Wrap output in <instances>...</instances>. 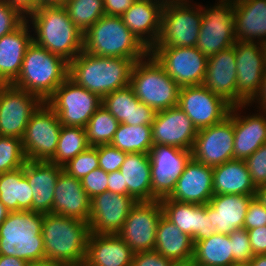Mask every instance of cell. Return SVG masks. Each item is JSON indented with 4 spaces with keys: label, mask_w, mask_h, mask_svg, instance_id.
I'll list each match as a JSON object with an SVG mask.
<instances>
[{
    "label": "cell",
    "mask_w": 266,
    "mask_h": 266,
    "mask_svg": "<svg viewBox=\"0 0 266 266\" xmlns=\"http://www.w3.org/2000/svg\"><path fill=\"white\" fill-rule=\"evenodd\" d=\"M26 19L35 33L33 42L68 63L83 50L84 34L71 21L63 5L40 6Z\"/></svg>",
    "instance_id": "1"
},
{
    "label": "cell",
    "mask_w": 266,
    "mask_h": 266,
    "mask_svg": "<svg viewBox=\"0 0 266 266\" xmlns=\"http://www.w3.org/2000/svg\"><path fill=\"white\" fill-rule=\"evenodd\" d=\"M132 59L96 56L82 50L68 63V78L100 98L130 84Z\"/></svg>",
    "instance_id": "2"
},
{
    "label": "cell",
    "mask_w": 266,
    "mask_h": 266,
    "mask_svg": "<svg viewBox=\"0 0 266 266\" xmlns=\"http://www.w3.org/2000/svg\"><path fill=\"white\" fill-rule=\"evenodd\" d=\"M41 234L46 259L65 265L84 263L90 234L88 222L53 213L43 214Z\"/></svg>",
    "instance_id": "3"
},
{
    "label": "cell",
    "mask_w": 266,
    "mask_h": 266,
    "mask_svg": "<svg viewBox=\"0 0 266 266\" xmlns=\"http://www.w3.org/2000/svg\"><path fill=\"white\" fill-rule=\"evenodd\" d=\"M88 54L132 59L145 58L149 49L126 27L121 16H102L83 35Z\"/></svg>",
    "instance_id": "4"
},
{
    "label": "cell",
    "mask_w": 266,
    "mask_h": 266,
    "mask_svg": "<svg viewBox=\"0 0 266 266\" xmlns=\"http://www.w3.org/2000/svg\"><path fill=\"white\" fill-rule=\"evenodd\" d=\"M67 77L68 62L32 41L26 49L20 74L12 85L46 102Z\"/></svg>",
    "instance_id": "5"
},
{
    "label": "cell",
    "mask_w": 266,
    "mask_h": 266,
    "mask_svg": "<svg viewBox=\"0 0 266 266\" xmlns=\"http://www.w3.org/2000/svg\"><path fill=\"white\" fill-rule=\"evenodd\" d=\"M42 223L41 213L10 211L0 224V255L14 256L26 262L46 259Z\"/></svg>",
    "instance_id": "6"
},
{
    "label": "cell",
    "mask_w": 266,
    "mask_h": 266,
    "mask_svg": "<svg viewBox=\"0 0 266 266\" xmlns=\"http://www.w3.org/2000/svg\"><path fill=\"white\" fill-rule=\"evenodd\" d=\"M129 86L138 100L155 112L178 106L181 87L150 53L134 63Z\"/></svg>",
    "instance_id": "7"
},
{
    "label": "cell",
    "mask_w": 266,
    "mask_h": 266,
    "mask_svg": "<svg viewBox=\"0 0 266 266\" xmlns=\"http://www.w3.org/2000/svg\"><path fill=\"white\" fill-rule=\"evenodd\" d=\"M202 21L201 5L189 0L164 4L161 28L153 47H195Z\"/></svg>",
    "instance_id": "8"
},
{
    "label": "cell",
    "mask_w": 266,
    "mask_h": 266,
    "mask_svg": "<svg viewBox=\"0 0 266 266\" xmlns=\"http://www.w3.org/2000/svg\"><path fill=\"white\" fill-rule=\"evenodd\" d=\"M45 103L63 126L84 128L102 105V98L67 77Z\"/></svg>",
    "instance_id": "9"
},
{
    "label": "cell",
    "mask_w": 266,
    "mask_h": 266,
    "mask_svg": "<svg viewBox=\"0 0 266 266\" xmlns=\"http://www.w3.org/2000/svg\"><path fill=\"white\" fill-rule=\"evenodd\" d=\"M216 5L201 6L202 21L196 47L207 58L236 43L234 0H218Z\"/></svg>",
    "instance_id": "10"
},
{
    "label": "cell",
    "mask_w": 266,
    "mask_h": 266,
    "mask_svg": "<svg viewBox=\"0 0 266 266\" xmlns=\"http://www.w3.org/2000/svg\"><path fill=\"white\" fill-rule=\"evenodd\" d=\"M62 124L44 102L31 116L22 137L27 160L49 162L57 149Z\"/></svg>",
    "instance_id": "11"
},
{
    "label": "cell",
    "mask_w": 266,
    "mask_h": 266,
    "mask_svg": "<svg viewBox=\"0 0 266 266\" xmlns=\"http://www.w3.org/2000/svg\"><path fill=\"white\" fill-rule=\"evenodd\" d=\"M149 53L180 86L202 85L207 57L197 47H152Z\"/></svg>",
    "instance_id": "12"
},
{
    "label": "cell",
    "mask_w": 266,
    "mask_h": 266,
    "mask_svg": "<svg viewBox=\"0 0 266 266\" xmlns=\"http://www.w3.org/2000/svg\"><path fill=\"white\" fill-rule=\"evenodd\" d=\"M43 103L12 84H0V136L22 139L31 116Z\"/></svg>",
    "instance_id": "13"
},
{
    "label": "cell",
    "mask_w": 266,
    "mask_h": 266,
    "mask_svg": "<svg viewBox=\"0 0 266 266\" xmlns=\"http://www.w3.org/2000/svg\"><path fill=\"white\" fill-rule=\"evenodd\" d=\"M237 106L249 104L257 95L266 71L264 45L236 40Z\"/></svg>",
    "instance_id": "14"
},
{
    "label": "cell",
    "mask_w": 266,
    "mask_h": 266,
    "mask_svg": "<svg viewBox=\"0 0 266 266\" xmlns=\"http://www.w3.org/2000/svg\"><path fill=\"white\" fill-rule=\"evenodd\" d=\"M233 107L223 121L197 131L191 149L192 159L214 167L233 160Z\"/></svg>",
    "instance_id": "15"
},
{
    "label": "cell",
    "mask_w": 266,
    "mask_h": 266,
    "mask_svg": "<svg viewBox=\"0 0 266 266\" xmlns=\"http://www.w3.org/2000/svg\"><path fill=\"white\" fill-rule=\"evenodd\" d=\"M162 214L160 200L139 201L132 207L118 235L134 253L152 251Z\"/></svg>",
    "instance_id": "16"
},
{
    "label": "cell",
    "mask_w": 266,
    "mask_h": 266,
    "mask_svg": "<svg viewBox=\"0 0 266 266\" xmlns=\"http://www.w3.org/2000/svg\"><path fill=\"white\" fill-rule=\"evenodd\" d=\"M178 107L191 119L197 130L223 121L232 108L203 84L181 87Z\"/></svg>",
    "instance_id": "17"
},
{
    "label": "cell",
    "mask_w": 266,
    "mask_h": 266,
    "mask_svg": "<svg viewBox=\"0 0 266 266\" xmlns=\"http://www.w3.org/2000/svg\"><path fill=\"white\" fill-rule=\"evenodd\" d=\"M151 160L152 201L169 197L176 180L192 158L191 151L168 145L153 146L149 152Z\"/></svg>",
    "instance_id": "18"
},
{
    "label": "cell",
    "mask_w": 266,
    "mask_h": 266,
    "mask_svg": "<svg viewBox=\"0 0 266 266\" xmlns=\"http://www.w3.org/2000/svg\"><path fill=\"white\" fill-rule=\"evenodd\" d=\"M137 201L129 195L103 192L91 198L89 230L95 234H118Z\"/></svg>",
    "instance_id": "19"
},
{
    "label": "cell",
    "mask_w": 266,
    "mask_h": 266,
    "mask_svg": "<svg viewBox=\"0 0 266 266\" xmlns=\"http://www.w3.org/2000/svg\"><path fill=\"white\" fill-rule=\"evenodd\" d=\"M163 215L183 233L192 237L193 242L209 238L217 233L213 226L212 207L209 204H193L170 200H160Z\"/></svg>",
    "instance_id": "20"
},
{
    "label": "cell",
    "mask_w": 266,
    "mask_h": 266,
    "mask_svg": "<svg viewBox=\"0 0 266 266\" xmlns=\"http://www.w3.org/2000/svg\"><path fill=\"white\" fill-rule=\"evenodd\" d=\"M153 146L168 145L191 151L197 129L178 106L156 112L152 123Z\"/></svg>",
    "instance_id": "21"
},
{
    "label": "cell",
    "mask_w": 266,
    "mask_h": 266,
    "mask_svg": "<svg viewBox=\"0 0 266 266\" xmlns=\"http://www.w3.org/2000/svg\"><path fill=\"white\" fill-rule=\"evenodd\" d=\"M203 85L232 107L237 106V70L234 45L207 58Z\"/></svg>",
    "instance_id": "22"
},
{
    "label": "cell",
    "mask_w": 266,
    "mask_h": 266,
    "mask_svg": "<svg viewBox=\"0 0 266 266\" xmlns=\"http://www.w3.org/2000/svg\"><path fill=\"white\" fill-rule=\"evenodd\" d=\"M213 195V168L191 158L168 198L178 202L208 204Z\"/></svg>",
    "instance_id": "23"
},
{
    "label": "cell",
    "mask_w": 266,
    "mask_h": 266,
    "mask_svg": "<svg viewBox=\"0 0 266 266\" xmlns=\"http://www.w3.org/2000/svg\"><path fill=\"white\" fill-rule=\"evenodd\" d=\"M247 106L249 105L243 104L233 107V159L245 160L266 143V111L259 110L257 114L241 115L240 109Z\"/></svg>",
    "instance_id": "24"
},
{
    "label": "cell",
    "mask_w": 266,
    "mask_h": 266,
    "mask_svg": "<svg viewBox=\"0 0 266 266\" xmlns=\"http://www.w3.org/2000/svg\"><path fill=\"white\" fill-rule=\"evenodd\" d=\"M62 166L46 161L27 160L24 164V176L32 188V211L52 213L56 182Z\"/></svg>",
    "instance_id": "25"
},
{
    "label": "cell",
    "mask_w": 266,
    "mask_h": 266,
    "mask_svg": "<svg viewBox=\"0 0 266 266\" xmlns=\"http://www.w3.org/2000/svg\"><path fill=\"white\" fill-rule=\"evenodd\" d=\"M164 2L137 0L121 17L126 27L150 50L157 42Z\"/></svg>",
    "instance_id": "26"
},
{
    "label": "cell",
    "mask_w": 266,
    "mask_h": 266,
    "mask_svg": "<svg viewBox=\"0 0 266 266\" xmlns=\"http://www.w3.org/2000/svg\"><path fill=\"white\" fill-rule=\"evenodd\" d=\"M90 202L81 180L62 170L55 186L52 213L89 223Z\"/></svg>",
    "instance_id": "27"
},
{
    "label": "cell",
    "mask_w": 266,
    "mask_h": 266,
    "mask_svg": "<svg viewBox=\"0 0 266 266\" xmlns=\"http://www.w3.org/2000/svg\"><path fill=\"white\" fill-rule=\"evenodd\" d=\"M25 19L16 29L0 38V84H12L20 74L32 31Z\"/></svg>",
    "instance_id": "28"
},
{
    "label": "cell",
    "mask_w": 266,
    "mask_h": 266,
    "mask_svg": "<svg viewBox=\"0 0 266 266\" xmlns=\"http://www.w3.org/2000/svg\"><path fill=\"white\" fill-rule=\"evenodd\" d=\"M134 252L118 234L90 233L84 263L87 266H131Z\"/></svg>",
    "instance_id": "29"
},
{
    "label": "cell",
    "mask_w": 266,
    "mask_h": 266,
    "mask_svg": "<svg viewBox=\"0 0 266 266\" xmlns=\"http://www.w3.org/2000/svg\"><path fill=\"white\" fill-rule=\"evenodd\" d=\"M102 106L119 123L128 125H152L156 114L151 107L138 100L130 86L107 94L102 98Z\"/></svg>",
    "instance_id": "30"
},
{
    "label": "cell",
    "mask_w": 266,
    "mask_h": 266,
    "mask_svg": "<svg viewBox=\"0 0 266 266\" xmlns=\"http://www.w3.org/2000/svg\"><path fill=\"white\" fill-rule=\"evenodd\" d=\"M234 3L235 39L266 44V0H234Z\"/></svg>",
    "instance_id": "31"
},
{
    "label": "cell",
    "mask_w": 266,
    "mask_h": 266,
    "mask_svg": "<svg viewBox=\"0 0 266 266\" xmlns=\"http://www.w3.org/2000/svg\"><path fill=\"white\" fill-rule=\"evenodd\" d=\"M154 250L177 266H186L192 261L194 242L192 237L183 233L162 214L157 226Z\"/></svg>",
    "instance_id": "32"
},
{
    "label": "cell",
    "mask_w": 266,
    "mask_h": 266,
    "mask_svg": "<svg viewBox=\"0 0 266 266\" xmlns=\"http://www.w3.org/2000/svg\"><path fill=\"white\" fill-rule=\"evenodd\" d=\"M255 195L216 194L209 200L212 207L213 226L217 233L229 235L232 231L243 228L250 201Z\"/></svg>",
    "instance_id": "33"
},
{
    "label": "cell",
    "mask_w": 266,
    "mask_h": 266,
    "mask_svg": "<svg viewBox=\"0 0 266 266\" xmlns=\"http://www.w3.org/2000/svg\"><path fill=\"white\" fill-rule=\"evenodd\" d=\"M120 172L124 176V195L132 196L137 202L152 201L149 154L127 153Z\"/></svg>",
    "instance_id": "34"
},
{
    "label": "cell",
    "mask_w": 266,
    "mask_h": 266,
    "mask_svg": "<svg viewBox=\"0 0 266 266\" xmlns=\"http://www.w3.org/2000/svg\"><path fill=\"white\" fill-rule=\"evenodd\" d=\"M212 168L214 195H255L257 187L244 160L233 159Z\"/></svg>",
    "instance_id": "35"
},
{
    "label": "cell",
    "mask_w": 266,
    "mask_h": 266,
    "mask_svg": "<svg viewBox=\"0 0 266 266\" xmlns=\"http://www.w3.org/2000/svg\"><path fill=\"white\" fill-rule=\"evenodd\" d=\"M33 193L24 166L5 173H0V202L8 211H32Z\"/></svg>",
    "instance_id": "36"
},
{
    "label": "cell",
    "mask_w": 266,
    "mask_h": 266,
    "mask_svg": "<svg viewBox=\"0 0 266 266\" xmlns=\"http://www.w3.org/2000/svg\"><path fill=\"white\" fill-rule=\"evenodd\" d=\"M192 263L203 266H231L234 264L229 235L215 233L194 242Z\"/></svg>",
    "instance_id": "37"
},
{
    "label": "cell",
    "mask_w": 266,
    "mask_h": 266,
    "mask_svg": "<svg viewBox=\"0 0 266 266\" xmlns=\"http://www.w3.org/2000/svg\"><path fill=\"white\" fill-rule=\"evenodd\" d=\"M112 146L127 153L149 154L153 147L151 125H128L119 123Z\"/></svg>",
    "instance_id": "38"
},
{
    "label": "cell",
    "mask_w": 266,
    "mask_h": 266,
    "mask_svg": "<svg viewBox=\"0 0 266 266\" xmlns=\"http://www.w3.org/2000/svg\"><path fill=\"white\" fill-rule=\"evenodd\" d=\"M88 147L90 145L83 127L62 125L56 152L49 162L63 167Z\"/></svg>",
    "instance_id": "39"
},
{
    "label": "cell",
    "mask_w": 266,
    "mask_h": 266,
    "mask_svg": "<svg viewBox=\"0 0 266 266\" xmlns=\"http://www.w3.org/2000/svg\"><path fill=\"white\" fill-rule=\"evenodd\" d=\"M118 125L117 119L101 105L84 127L88 144L94 147L110 144Z\"/></svg>",
    "instance_id": "40"
},
{
    "label": "cell",
    "mask_w": 266,
    "mask_h": 266,
    "mask_svg": "<svg viewBox=\"0 0 266 266\" xmlns=\"http://www.w3.org/2000/svg\"><path fill=\"white\" fill-rule=\"evenodd\" d=\"M63 6L83 34L105 15L103 0H67Z\"/></svg>",
    "instance_id": "41"
},
{
    "label": "cell",
    "mask_w": 266,
    "mask_h": 266,
    "mask_svg": "<svg viewBox=\"0 0 266 266\" xmlns=\"http://www.w3.org/2000/svg\"><path fill=\"white\" fill-rule=\"evenodd\" d=\"M26 162L22 139L0 136V173L19 169Z\"/></svg>",
    "instance_id": "42"
},
{
    "label": "cell",
    "mask_w": 266,
    "mask_h": 266,
    "mask_svg": "<svg viewBox=\"0 0 266 266\" xmlns=\"http://www.w3.org/2000/svg\"><path fill=\"white\" fill-rule=\"evenodd\" d=\"M96 168H99L98 146L88 147L63 166L64 171L80 180Z\"/></svg>",
    "instance_id": "43"
},
{
    "label": "cell",
    "mask_w": 266,
    "mask_h": 266,
    "mask_svg": "<svg viewBox=\"0 0 266 266\" xmlns=\"http://www.w3.org/2000/svg\"><path fill=\"white\" fill-rule=\"evenodd\" d=\"M232 247V255L234 264L249 263L253 257V250L250 245L248 231L244 228H239L229 234Z\"/></svg>",
    "instance_id": "44"
},
{
    "label": "cell",
    "mask_w": 266,
    "mask_h": 266,
    "mask_svg": "<svg viewBox=\"0 0 266 266\" xmlns=\"http://www.w3.org/2000/svg\"><path fill=\"white\" fill-rule=\"evenodd\" d=\"M245 163L249 170L251 180L256 187L266 185V143H263Z\"/></svg>",
    "instance_id": "45"
},
{
    "label": "cell",
    "mask_w": 266,
    "mask_h": 266,
    "mask_svg": "<svg viewBox=\"0 0 266 266\" xmlns=\"http://www.w3.org/2000/svg\"><path fill=\"white\" fill-rule=\"evenodd\" d=\"M127 152L121 151L111 144L98 146L99 167L107 173L120 170Z\"/></svg>",
    "instance_id": "46"
},
{
    "label": "cell",
    "mask_w": 266,
    "mask_h": 266,
    "mask_svg": "<svg viewBox=\"0 0 266 266\" xmlns=\"http://www.w3.org/2000/svg\"><path fill=\"white\" fill-rule=\"evenodd\" d=\"M25 19L26 16L17 8L6 0H0V38L16 29Z\"/></svg>",
    "instance_id": "47"
},
{
    "label": "cell",
    "mask_w": 266,
    "mask_h": 266,
    "mask_svg": "<svg viewBox=\"0 0 266 266\" xmlns=\"http://www.w3.org/2000/svg\"><path fill=\"white\" fill-rule=\"evenodd\" d=\"M81 185L91 199L108 191V173L96 168L81 179Z\"/></svg>",
    "instance_id": "48"
},
{
    "label": "cell",
    "mask_w": 266,
    "mask_h": 266,
    "mask_svg": "<svg viewBox=\"0 0 266 266\" xmlns=\"http://www.w3.org/2000/svg\"><path fill=\"white\" fill-rule=\"evenodd\" d=\"M266 226V208L254 197L248 206L243 228L250 230Z\"/></svg>",
    "instance_id": "49"
},
{
    "label": "cell",
    "mask_w": 266,
    "mask_h": 266,
    "mask_svg": "<svg viewBox=\"0 0 266 266\" xmlns=\"http://www.w3.org/2000/svg\"><path fill=\"white\" fill-rule=\"evenodd\" d=\"M131 266H177L156 250L134 253Z\"/></svg>",
    "instance_id": "50"
},
{
    "label": "cell",
    "mask_w": 266,
    "mask_h": 266,
    "mask_svg": "<svg viewBox=\"0 0 266 266\" xmlns=\"http://www.w3.org/2000/svg\"><path fill=\"white\" fill-rule=\"evenodd\" d=\"M247 231L253 254H266V226L256 227Z\"/></svg>",
    "instance_id": "51"
},
{
    "label": "cell",
    "mask_w": 266,
    "mask_h": 266,
    "mask_svg": "<svg viewBox=\"0 0 266 266\" xmlns=\"http://www.w3.org/2000/svg\"><path fill=\"white\" fill-rule=\"evenodd\" d=\"M137 0H103L105 15L122 16Z\"/></svg>",
    "instance_id": "52"
},
{
    "label": "cell",
    "mask_w": 266,
    "mask_h": 266,
    "mask_svg": "<svg viewBox=\"0 0 266 266\" xmlns=\"http://www.w3.org/2000/svg\"><path fill=\"white\" fill-rule=\"evenodd\" d=\"M120 170L108 173V191L124 195V180Z\"/></svg>",
    "instance_id": "53"
},
{
    "label": "cell",
    "mask_w": 266,
    "mask_h": 266,
    "mask_svg": "<svg viewBox=\"0 0 266 266\" xmlns=\"http://www.w3.org/2000/svg\"><path fill=\"white\" fill-rule=\"evenodd\" d=\"M11 6L17 8L24 16L39 7V0H6Z\"/></svg>",
    "instance_id": "54"
},
{
    "label": "cell",
    "mask_w": 266,
    "mask_h": 266,
    "mask_svg": "<svg viewBox=\"0 0 266 266\" xmlns=\"http://www.w3.org/2000/svg\"><path fill=\"white\" fill-rule=\"evenodd\" d=\"M254 102L259 105V106L257 105L259 110L266 111V71L263 75L262 83H261V86L259 88L257 95L254 97V99L248 105L251 107L252 103H254Z\"/></svg>",
    "instance_id": "55"
},
{
    "label": "cell",
    "mask_w": 266,
    "mask_h": 266,
    "mask_svg": "<svg viewBox=\"0 0 266 266\" xmlns=\"http://www.w3.org/2000/svg\"><path fill=\"white\" fill-rule=\"evenodd\" d=\"M27 262L14 256L0 255V266H26Z\"/></svg>",
    "instance_id": "56"
},
{
    "label": "cell",
    "mask_w": 266,
    "mask_h": 266,
    "mask_svg": "<svg viewBox=\"0 0 266 266\" xmlns=\"http://www.w3.org/2000/svg\"><path fill=\"white\" fill-rule=\"evenodd\" d=\"M26 266H66V265L50 259H43L38 261L27 262Z\"/></svg>",
    "instance_id": "57"
},
{
    "label": "cell",
    "mask_w": 266,
    "mask_h": 266,
    "mask_svg": "<svg viewBox=\"0 0 266 266\" xmlns=\"http://www.w3.org/2000/svg\"><path fill=\"white\" fill-rule=\"evenodd\" d=\"M255 197L266 208V185H261L256 188Z\"/></svg>",
    "instance_id": "58"
},
{
    "label": "cell",
    "mask_w": 266,
    "mask_h": 266,
    "mask_svg": "<svg viewBox=\"0 0 266 266\" xmlns=\"http://www.w3.org/2000/svg\"><path fill=\"white\" fill-rule=\"evenodd\" d=\"M248 264L250 266H266V254L254 255L253 259Z\"/></svg>",
    "instance_id": "59"
},
{
    "label": "cell",
    "mask_w": 266,
    "mask_h": 266,
    "mask_svg": "<svg viewBox=\"0 0 266 266\" xmlns=\"http://www.w3.org/2000/svg\"><path fill=\"white\" fill-rule=\"evenodd\" d=\"M67 0H39L40 6H55V5H64Z\"/></svg>",
    "instance_id": "60"
},
{
    "label": "cell",
    "mask_w": 266,
    "mask_h": 266,
    "mask_svg": "<svg viewBox=\"0 0 266 266\" xmlns=\"http://www.w3.org/2000/svg\"><path fill=\"white\" fill-rule=\"evenodd\" d=\"M8 209L0 202V224L7 218Z\"/></svg>",
    "instance_id": "61"
},
{
    "label": "cell",
    "mask_w": 266,
    "mask_h": 266,
    "mask_svg": "<svg viewBox=\"0 0 266 266\" xmlns=\"http://www.w3.org/2000/svg\"><path fill=\"white\" fill-rule=\"evenodd\" d=\"M66 266H87L85 263H81V264H73V265H66Z\"/></svg>",
    "instance_id": "62"
},
{
    "label": "cell",
    "mask_w": 266,
    "mask_h": 266,
    "mask_svg": "<svg viewBox=\"0 0 266 266\" xmlns=\"http://www.w3.org/2000/svg\"><path fill=\"white\" fill-rule=\"evenodd\" d=\"M160 1H162L164 3H168V2H175V1H180V0H160Z\"/></svg>",
    "instance_id": "63"
},
{
    "label": "cell",
    "mask_w": 266,
    "mask_h": 266,
    "mask_svg": "<svg viewBox=\"0 0 266 266\" xmlns=\"http://www.w3.org/2000/svg\"><path fill=\"white\" fill-rule=\"evenodd\" d=\"M231 266H250V265L248 263H246V264H233Z\"/></svg>",
    "instance_id": "64"
},
{
    "label": "cell",
    "mask_w": 266,
    "mask_h": 266,
    "mask_svg": "<svg viewBox=\"0 0 266 266\" xmlns=\"http://www.w3.org/2000/svg\"><path fill=\"white\" fill-rule=\"evenodd\" d=\"M186 266H203V265H198V264H194V263H192V262H190L188 265H186Z\"/></svg>",
    "instance_id": "65"
}]
</instances>
